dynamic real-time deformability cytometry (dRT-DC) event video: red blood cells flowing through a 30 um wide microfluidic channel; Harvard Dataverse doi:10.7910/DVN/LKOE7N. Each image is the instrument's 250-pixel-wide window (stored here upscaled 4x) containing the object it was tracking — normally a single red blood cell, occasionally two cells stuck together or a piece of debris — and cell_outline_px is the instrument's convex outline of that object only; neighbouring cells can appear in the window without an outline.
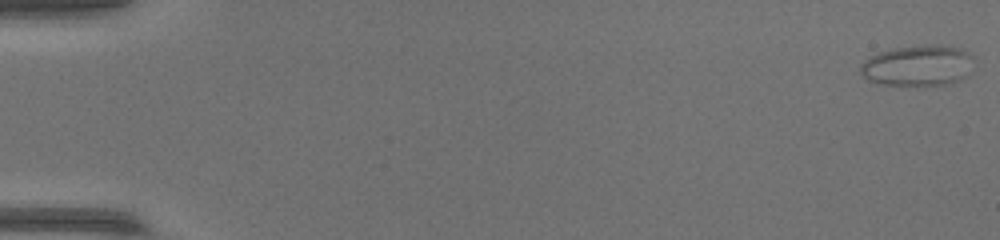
{"species": "common noctule bat (a hibernating species)", "species_latin": "Nyctalus noctula", "temperature_condition": "warm", "stored_images_in_passage": 53, "camera_frame_rate_fps": 3000, "um_per_image_px": 0.085, "animal": {"sex": "female", "body_mass_g": 17.0, "forearm_length_mm": 48.0}, "frame": {"image": 1, "passage_image": 1, "time_ms": 0.0, "image_size_px": [1000, 240], "cell_outline_px": [[972, 72], [968, 76], [952, 84], [884, 84], [868, 80], [860, 72], [860, 64], [868, 56], [892, 48], [936, 44], [956, 48], [968, 52], [972, 56]], "centroid_in_image_um": [78.03, 5.56], "position_along_channel_um": 7.0, "area_um2": 26.88}}
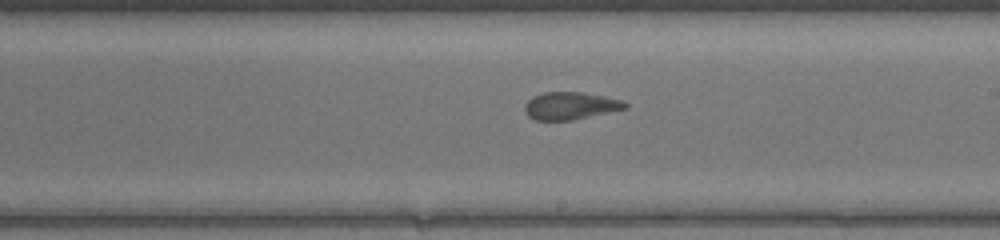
{"frame": {"image": 2, "passage_image": 32, "time_ms": 10.333, "image_size_px": [1000, 240], "cell_outline_px": [[628, 108], [572, 120], [536, 120], [528, 116], [524, 112], [524, 104], [532, 96], [544, 92], [584, 92], [604, 96], [620, 100], [628, 104]], "centroid_in_image_um": [48.45, 8.99], "position_along_channel_um": 240.6, "area_um2": 16.13}}
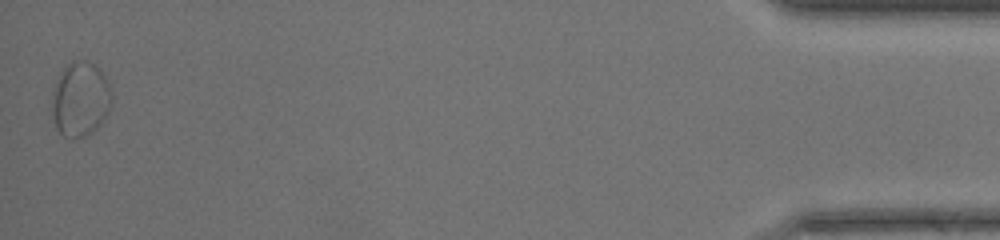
{"frame": {"image": 3, "passage_image": 53, "time_ms": 17.333, "image_size_px": [1000, 240], "cell_outline_px": [[112, 104], [104, 120], [92, 132], [84, 136], [64, 136], [56, 128], [52, 112], [52, 104], [56, 80], [60, 72], [72, 60], [84, 60], [96, 64], [100, 68], [112, 92]], "centroid_in_image_um": [6.85, 8.4], "position_along_channel_um": 428.3, "area_um2": 25.89}}